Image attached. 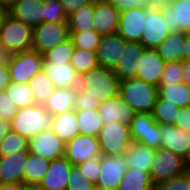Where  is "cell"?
I'll return each mask as SVG.
<instances>
[{
	"instance_id": "obj_1",
	"label": "cell",
	"mask_w": 190,
	"mask_h": 190,
	"mask_svg": "<svg viewBox=\"0 0 190 190\" xmlns=\"http://www.w3.org/2000/svg\"><path fill=\"white\" fill-rule=\"evenodd\" d=\"M120 82L113 69L98 65L89 72L78 75L77 87L100 104L119 94Z\"/></svg>"
},
{
	"instance_id": "obj_2",
	"label": "cell",
	"mask_w": 190,
	"mask_h": 190,
	"mask_svg": "<svg viewBox=\"0 0 190 190\" xmlns=\"http://www.w3.org/2000/svg\"><path fill=\"white\" fill-rule=\"evenodd\" d=\"M53 115L43 105L32 104L17 110L10 122L11 131L27 140L52 127Z\"/></svg>"
},
{
	"instance_id": "obj_3",
	"label": "cell",
	"mask_w": 190,
	"mask_h": 190,
	"mask_svg": "<svg viewBox=\"0 0 190 190\" xmlns=\"http://www.w3.org/2000/svg\"><path fill=\"white\" fill-rule=\"evenodd\" d=\"M119 95L136 113H152L158 97L156 86L137 78L121 80Z\"/></svg>"
},
{
	"instance_id": "obj_4",
	"label": "cell",
	"mask_w": 190,
	"mask_h": 190,
	"mask_svg": "<svg viewBox=\"0 0 190 190\" xmlns=\"http://www.w3.org/2000/svg\"><path fill=\"white\" fill-rule=\"evenodd\" d=\"M32 33L31 26L7 14L0 30L1 50L6 55L32 50Z\"/></svg>"
},
{
	"instance_id": "obj_5",
	"label": "cell",
	"mask_w": 190,
	"mask_h": 190,
	"mask_svg": "<svg viewBox=\"0 0 190 190\" xmlns=\"http://www.w3.org/2000/svg\"><path fill=\"white\" fill-rule=\"evenodd\" d=\"M187 161L170 150L156 149L150 170V179L153 185L167 181L189 170Z\"/></svg>"
},
{
	"instance_id": "obj_6",
	"label": "cell",
	"mask_w": 190,
	"mask_h": 190,
	"mask_svg": "<svg viewBox=\"0 0 190 190\" xmlns=\"http://www.w3.org/2000/svg\"><path fill=\"white\" fill-rule=\"evenodd\" d=\"M70 39L68 22H42L33 27L32 50L43 54Z\"/></svg>"
},
{
	"instance_id": "obj_7",
	"label": "cell",
	"mask_w": 190,
	"mask_h": 190,
	"mask_svg": "<svg viewBox=\"0 0 190 190\" xmlns=\"http://www.w3.org/2000/svg\"><path fill=\"white\" fill-rule=\"evenodd\" d=\"M5 59L12 83H29L31 78L42 69L43 56L34 50L9 54Z\"/></svg>"
},
{
	"instance_id": "obj_8",
	"label": "cell",
	"mask_w": 190,
	"mask_h": 190,
	"mask_svg": "<svg viewBox=\"0 0 190 190\" xmlns=\"http://www.w3.org/2000/svg\"><path fill=\"white\" fill-rule=\"evenodd\" d=\"M98 138L101 154L105 156L124 154L133 141L129 126L118 122L103 124Z\"/></svg>"
},
{
	"instance_id": "obj_9",
	"label": "cell",
	"mask_w": 190,
	"mask_h": 190,
	"mask_svg": "<svg viewBox=\"0 0 190 190\" xmlns=\"http://www.w3.org/2000/svg\"><path fill=\"white\" fill-rule=\"evenodd\" d=\"M130 136L134 142L158 149L161 146L160 125L154 120L153 113H137L129 125Z\"/></svg>"
},
{
	"instance_id": "obj_10",
	"label": "cell",
	"mask_w": 190,
	"mask_h": 190,
	"mask_svg": "<svg viewBox=\"0 0 190 190\" xmlns=\"http://www.w3.org/2000/svg\"><path fill=\"white\" fill-rule=\"evenodd\" d=\"M160 7L146 6V19L140 42L146 49H155L170 34Z\"/></svg>"
},
{
	"instance_id": "obj_11",
	"label": "cell",
	"mask_w": 190,
	"mask_h": 190,
	"mask_svg": "<svg viewBox=\"0 0 190 190\" xmlns=\"http://www.w3.org/2000/svg\"><path fill=\"white\" fill-rule=\"evenodd\" d=\"M101 155L99 138L96 136L79 134L65 143L64 157L72 165H78Z\"/></svg>"
},
{
	"instance_id": "obj_12",
	"label": "cell",
	"mask_w": 190,
	"mask_h": 190,
	"mask_svg": "<svg viewBox=\"0 0 190 190\" xmlns=\"http://www.w3.org/2000/svg\"><path fill=\"white\" fill-rule=\"evenodd\" d=\"M127 170L128 165L124 154L116 156L101 155L100 175L95 186L106 190H117Z\"/></svg>"
},
{
	"instance_id": "obj_13",
	"label": "cell",
	"mask_w": 190,
	"mask_h": 190,
	"mask_svg": "<svg viewBox=\"0 0 190 190\" xmlns=\"http://www.w3.org/2000/svg\"><path fill=\"white\" fill-rule=\"evenodd\" d=\"M65 143L50 128L28 140V151L47 160L64 156Z\"/></svg>"
},
{
	"instance_id": "obj_14",
	"label": "cell",
	"mask_w": 190,
	"mask_h": 190,
	"mask_svg": "<svg viewBox=\"0 0 190 190\" xmlns=\"http://www.w3.org/2000/svg\"><path fill=\"white\" fill-rule=\"evenodd\" d=\"M146 19V6L121 11L117 33L126 41L140 42Z\"/></svg>"
},
{
	"instance_id": "obj_15",
	"label": "cell",
	"mask_w": 190,
	"mask_h": 190,
	"mask_svg": "<svg viewBox=\"0 0 190 190\" xmlns=\"http://www.w3.org/2000/svg\"><path fill=\"white\" fill-rule=\"evenodd\" d=\"M98 110L103 124L118 122L129 126L137 114L119 94L101 102Z\"/></svg>"
},
{
	"instance_id": "obj_16",
	"label": "cell",
	"mask_w": 190,
	"mask_h": 190,
	"mask_svg": "<svg viewBox=\"0 0 190 190\" xmlns=\"http://www.w3.org/2000/svg\"><path fill=\"white\" fill-rule=\"evenodd\" d=\"M125 42L117 32L102 35L96 52L98 65L114 70L123 54Z\"/></svg>"
},
{
	"instance_id": "obj_17",
	"label": "cell",
	"mask_w": 190,
	"mask_h": 190,
	"mask_svg": "<svg viewBox=\"0 0 190 190\" xmlns=\"http://www.w3.org/2000/svg\"><path fill=\"white\" fill-rule=\"evenodd\" d=\"M160 8L170 32L190 33V0H173Z\"/></svg>"
},
{
	"instance_id": "obj_18",
	"label": "cell",
	"mask_w": 190,
	"mask_h": 190,
	"mask_svg": "<svg viewBox=\"0 0 190 190\" xmlns=\"http://www.w3.org/2000/svg\"><path fill=\"white\" fill-rule=\"evenodd\" d=\"M161 148L184 158H190V134L173 125H160Z\"/></svg>"
},
{
	"instance_id": "obj_19",
	"label": "cell",
	"mask_w": 190,
	"mask_h": 190,
	"mask_svg": "<svg viewBox=\"0 0 190 190\" xmlns=\"http://www.w3.org/2000/svg\"><path fill=\"white\" fill-rule=\"evenodd\" d=\"M164 64L165 61L155 49H145L137 62L135 78L157 87L160 84Z\"/></svg>"
},
{
	"instance_id": "obj_20",
	"label": "cell",
	"mask_w": 190,
	"mask_h": 190,
	"mask_svg": "<svg viewBox=\"0 0 190 190\" xmlns=\"http://www.w3.org/2000/svg\"><path fill=\"white\" fill-rule=\"evenodd\" d=\"M120 12L106 0L93 3V27L101 35L116 33Z\"/></svg>"
},
{
	"instance_id": "obj_21",
	"label": "cell",
	"mask_w": 190,
	"mask_h": 190,
	"mask_svg": "<svg viewBox=\"0 0 190 190\" xmlns=\"http://www.w3.org/2000/svg\"><path fill=\"white\" fill-rule=\"evenodd\" d=\"M71 166L72 164L64 156L51 160L39 186L43 190H66Z\"/></svg>"
},
{
	"instance_id": "obj_22",
	"label": "cell",
	"mask_w": 190,
	"mask_h": 190,
	"mask_svg": "<svg viewBox=\"0 0 190 190\" xmlns=\"http://www.w3.org/2000/svg\"><path fill=\"white\" fill-rule=\"evenodd\" d=\"M146 48L141 42L126 41L123 54L114 73L120 80L135 78L137 73V62L142 57Z\"/></svg>"
},
{
	"instance_id": "obj_23",
	"label": "cell",
	"mask_w": 190,
	"mask_h": 190,
	"mask_svg": "<svg viewBox=\"0 0 190 190\" xmlns=\"http://www.w3.org/2000/svg\"><path fill=\"white\" fill-rule=\"evenodd\" d=\"M8 14L33 28L44 22V0H19Z\"/></svg>"
},
{
	"instance_id": "obj_24",
	"label": "cell",
	"mask_w": 190,
	"mask_h": 190,
	"mask_svg": "<svg viewBox=\"0 0 190 190\" xmlns=\"http://www.w3.org/2000/svg\"><path fill=\"white\" fill-rule=\"evenodd\" d=\"M29 151L0 157V184L23 183V170Z\"/></svg>"
},
{
	"instance_id": "obj_25",
	"label": "cell",
	"mask_w": 190,
	"mask_h": 190,
	"mask_svg": "<svg viewBox=\"0 0 190 190\" xmlns=\"http://www.w3.org/2000/svg\"><path fill=\"white\" fill-rule=\"evenodd\" d=\"M45 75L53 82L55 88L74 89L78 85V74L70 63H43Z\"/></svg>"
},
{
	"instance_id": "obj_26",
	"label": "cell",
	"mask_w": 190,
	"mask_h": 190,
	"mask_svg": "<svg viewBox=\"0 0 190 190\" xmlns=\"http://www.w3.org/2000/svg\"><path fill=\"white\" fill-rule=\"evenodd\" d=\"M156 150L132 141L124 153L128 168H137L150 174Z\"/></svg>"
},
{
	"instance_id": "obj_27",
	"label": "cell",
	"mask_w": 190,
	"mask_h": 190,
	"mask_svg": "<svg viewBox=\"0 0 190 190\" xmlns=\"http://www.w3.org/2000/svg\"><path fill=\"white\" fill-rule=\"evenodd\" d=\"M185 33L171 32L155 50L165 62L184 61Z\"/></svg>"
},
{
	"instance_id": "obj_28",
	"label": "cell",
	"mask_w": 190,
	"mask_h": 190,
	"mask_svg": "<svg viewBox=\"0 0 190 190\" xmlns=\"http://www.w3.org/2000/svg\"><path fill=\"white\" fill-rule=\"evenodd\" d=\"M51 129L64 143L79 135L76 111L72 109L58 115H53Z\"/></svg>"
},
{
	"instance_id": "obj_29",
	"label": "cell",
	"mask_w": 190,
	"mask_h": 190,
	"mask_svg": "<svg viewBox=\"0 0 190 190\" xmlns=\"http://www.w3.org/2000/svg\"><path fill=\"white\" fill-rule=\"evenodd\" d=\"M51 160L28 152L23 170V184L39 185L48 171Z\"/></svg>"
},
{
	"instance_id": "obj_30",
	"label": "cell",
	"mask_w": 190,
	"mask_h": 190,
	"mask_svg": "<svg viewBox=\"0 0 190 190\" xmlns=\"http://www.w3.org/2000/svg\"><path fill=\"white\" fill-rule=\"evenodd\" d=\"M157 93L160 99L168 100L178 108L190 106V87L184 82L158 85Z\"/></svg>"
},
{
	"instance_id": "obj_31",
	"label": "cell",
	"mask_w": 190,
	"mask_h": 190,
	"mask_svg": "<svg viewBox=\"0 0 190 190\" xmlns=\"http://www.w3.org/2000/svg\"><path fill=\"white\" fill-rule=\"evenodd\" d=\"M75 88H56L44 104L51 115H58L74 109Z\"/></svg>"
},
{
	"instance_id": "obj_32",
	"label": "cell",
	"mask_w": 190,
	"mask_h": 190,
	"mask_svg": "<svg viewBox=\"0 0 190 190\" xmlns=\"http://www.w3.org/2000/svg\"><path fill=\"white\" fill-rule=\"evenodd\" d=\"M79 133L98 137L103 126L98 108L76 111Z\"/></svg>"
},
{
	"instance_id": "obj_33",
	"label": "cell",
	"mask_w": 190,
	"mask_h": 190,
	"mask_svg": "<svg viewBox=\"0 0 190 190\" xmlns=\"http://www.w3.org/2000/svg\"><path fill=\"white\" fill-rule=\"evenodd\" d=\"M150 174L137 168H128L117 190H153Z\"/></svg>"
},
{
	"instance_id": "obj_34",
	"label": "cell",
	"mask_w": 190,
	"mask_h": 190,
	"mask_svg": "<svg viewBox=\"0 0 190 190\" xmlns=\"http://www.w3.org/2000/svg\"><path fill=\"white\" fill-rule=\"evenodd\" d=\"M35 104L43 105L56 89L53 82L40 70L29 81Z\"/></svg>"
},
{
	"instance_id": "obj_35",
	"label": "cell",
	"mask_w": 190,
	"mask_h": 190,
	"mask_svg": "<svg viewBox=\"0 0 190 190\" xmlns=\"http://www.w3.org/2000/svg\"><path fill=\"white\" fill-rule=\"evenodd\" d=\"M70 32L94 30L93 3L81 6L67 18Z\"/></svg>"
},
{
	"instance_id": "obj_36",
	"label": "cell",
	"mask_w": 190,
	"mask_h": 190,
	"mask_svg": "<svg viewBox=\"0 0 190 190\" xmlns=\"http://www.w3.org/2000/svg\"><path fill=\"white\" fill-rule=\"evenodd\" d=\"M5 91L18 109L35 104L32 91L27 82H10Z\"/></svg>"
},
{
	"instance_id": "obj_37",
	"label": "cell",
	"mask_w": 190,
	"mask_h": 190,
	"mask_svg": "<svg viewBox=\"0 0 190 190\" xmlns=\"http://www.w3.org/2000/svg\"><path fill=\"white\" fill-rule=\"evenodd\" d=\"M70 64L78 75L87 73L98 66L96 52L75 48Z\"/></svg>"
},
{
	"instance_id": "obj_38",
	"label": "cell",
	"mask_w": 190,
	"mask_h": 190,
	"mask_svg": "<svg viewBox=\"0 0 190 190\" xmlns=\"http://www.w3.org/2000/svg\"><path fill=\"white\" fill-rule=\"evenodd\" d=\"M179 108L175 104H171L168 100L157 97L153 109L154 120L159 125H174V120Z\"/></svg>"
},
{
	"instance_id": "obj_39",
	"label": "cell",
	"mask_w": 190,
	"mask_h": 190,
	"mask_svg": "<svg viewBox=\"0 0 190 190\" xmlns=\"http://www.w3.org/2000/svg\"><path fill=\"white\" fill-rule=\"evenodd\" d=\"M74 49L73 41L68 39L66 42L43 53V63H70Z\"/></svg>"
},
{
	"instance_id": "obj_40",
	"label": "cell",
	"mask_w": 190,
	"mask_h": 190,
	"mask_svg": "<svg viewBox=\"0 0 190 190\" xmlns=\"http://www.w3.org/2000/svg\"><path fill=\"white\" fill-rule=\"evenodd\" d=\"M102 35L95 30L70 32V39L73 41L75 48L86 49L97 52Z\"/></svg>"
},
{
	"instance_id": "obj_41",
	"label": "cell",
	"mask_w": 190,
	"mask_h": 190,
	"mask_svg": "<svg viewBox=\"0 0 190 190\" xmlns=\"http://www.w3.org/2000/svg\"><path fill=\"white\" fill-rule=\"evenodd\" d=\"M22 151H28V140L10 130L0 142V157Z\"/></svg>"
},
{
	"instance_id": "obj_42",
	"label": "cell",
	"mask_w": 190,
	"mask_h": 190,
	"mask_svg": "<svg viewBox=\"0 0 190 190\" xmlns=\"http://www.w3.org/2000/svg\"><path fill=\"white\" fill-rule=\"evenodd\" d=\"M163 73L159 85H170L183 82V66L182 62L172 61L165 62Z\"/></svg>"
},
{
	"instance_id": "obj_43",
	"label": "cell",
	"mask_w": 190,
	"mask_h": 190,
	"mask_svg": "<svg viewBox=\"0 0 190 190\" xmlns=\"http://www.w3.org/2000/svg\"><path fill=\"white\" fill-rule=\"evenodd\" d=\"M153 190H190V169L181 175L155 184Z\"/></svg>"
},
{
	"instance_id": "obj_44",
	"label": "cell",
	"mask_w": 190,
	"mask_h": 190,
	"mask_svg": "<svg viewBox=\"0 0 190 190\" xmlns=\"http://www.w3.org/2000/svg\"><path fill=\"white\" fill-rule=\"evenodd\" d=\"M60 0H44V22H68Z\"/></svg>"
},
{
	"instance_id": "obj_45",
	"label": "cell",
	"mask_w": 190,
	"mask_h": 190,
	"mask_svg": "<svg viewBox=\"0 0 190 190\" xmlns=\"http://www.w3.org/2000/svg\"><path fill=\"white\" fill-rule=\"evenodd\" d=\"M67 181L66 190H92L95 186V184L85 178L77 165L71 166Z\"/></svg>"
},
{
	"instance_id": "obj_46",
	"label": "cell",
	"mask_w": 190,
	"mask_h": 190,
	"mask_svg": "<svg viewBox=\"0 0 190 190\" xmlns=\"http://www.w3.org/2000/svg\"><path fill=\"white\" fill-rule=\"evenodd\" d=\"M80 172L85 176L87 180L96 184L100 175V157L86 160L77 165Z\"/></svg>"
},
{
	"instance_id": "obj_47",
	"label": "cell",
	"mask_w": 190,
	"mask_h": 190,
	"mask_svg": "<svg viewBox=\"0 0 190 190\" xmlns=\"http://www.w3.org/2000/svg\"><path fill=\"white\" fill-rule=\"evenodd\" d=\"M99 103L92 99L88 94H85L82 89L75 88V98H74V110L75 111H86L88 109L98 108Z\"/></svg>"
},
{
	"instance_id": "obj_48",
	"label": "cell",
	"mask_w": 190,
	"mask_h": 190,
	"mask_svg": "<svg viewBox=\"0 0 190 190\" xmlns=\"http://www.w3.org/2000/svg\"><path fill=\"white\" fill-rule=\"evenodd\" d=\"M18 108L7 95L6 91H0V118L11 122Z\"/></svg>"
},
{
	"instance_id": "obj_49",
	"label": "cell",
	"mask_w": 190,
	"mask_h": 190,
	"mask_svg": "<svg viewBox=\"0 0 190 190\" xmlns=\"http://www.w3.org/2000/svg\"><path fill=\"white\" fill-rule=\"evenodd\" d=\"M173 126L190 134V106L179 108Z\"/></svg>"
},
{
	"instance_id": "obj_50",
	"label": "cell",
	"mask_w": 190,
	"mask_h": 190,
	"mask_svg": "<svg viewBox=\"0 0 190 190\" xmlns=\"http://www.w3.org/2000/svg\"><path fill=\"white\" fill-rule=\"evenodd\" d=\"M113 5L119 12L132 8L148 6L146 0H106Z\"/></svg>"
},
{
	"instance_id": "obj_51",
	"label": "cell",
	"mask_w": 190,
	"mask_h": 190,
	"mask_svg": "<svg viewBox=\"0 0 190 190\" xmlns=\"http://www.w3.org/2000/svg\"><path fill=\"white\" fill-rule=\"evenodd\" d=\"M95 1L96 0H60L67 17L77 11L81 6L94 3Z\"/></svg>"
},
{
	"instance_id": "obj_52",
	"label": "cell",
	"mask_w": 190,
	"mask_h": 190,
	"mask_svg": "<svg viewBox=\"0 0 190 190\" xmlns=\"http://www.w3.org/2000/svg\"><path fill=\"white\" fill-rule=\"evenodd\" d=\"M9 84V68L5 59L2 63H0V91H5Z\"/></svg>"
},
{
	"instance_id": "obj_53",
	"label": "cell",
	"mask_w": 190,
	"mask_h": 190,
	"mask_svg": "<svg viewBox=\"0 0 190 190\" xmlns=\"http://www.w3.org/2000/svg\"><path fill=\"white\" fill-rule=\"evenodd\" d=\"M183 66V82L190 87V60L182 61Z\"/></svg>"
},
{
	"instance_id": "obj_54",
	"label": "cell",
	"mask_w": 190,
	"mask_h": 190,
	"mask_svg": "<svg viewBox=\"0 0 190 190\" xmlns=\"http://www.w3.org/2000/svg\"><path fill=\"white\" fill-rule=\"evenodd\" d=\"M11 130L10 122L0 118V142L6 137L7 133Z\"/></svg>"
},
{
	"instance_id": "obj_55",
	"label": "cell",
	"mask_w": 190,
	"mask_h": 190,
	"mask_svg": "<svg viewBox=\"0 0 190 190\" xmlns=\"http://www.w3.org/2000/svg\"><path fill=\"white\" fill-rule=\"evenodd\" d=\"M0 190H23V183L0 184Z\"/></svg>"
},
{
	"instance_id": "obj_56",
	"label": "cell",
	"mask_w": 190,
	"mask_h": 190,
	"mask_svg": "<svg viewBox=\"0 0 190 190\" xmlns=\"http://www.w3.org/2000/svg\"><path fill=\"white\" fill-rule=\"evenodd\" d=\"M173 0H146L149 7H161L169 5Z\"/></svg>"
},
{
	"instance_id": "obj_57",
	"label": "cell",
	"mask_w": 190,
	"mask_h": 190,
	"mask_svg": "<svg viewBox=\"0 0 190 190\" xmlns=\"http://www.w3.org/2000/svg\"><path fill=\"white\" fill-rule=\"evenodd\" d=\"M184 60H190V33H185Z\"/></svg>"
},
{
	"instance_id": "obj_58",
	"label": "cell",
	"mask_w": 190,
	"mask_h": 190,
	"mask_svg": "<svg viewBox=\"0 0 190 190\" xmlns=\"http://www.w3.org/2000/svg\"><path fill=\"white\" fill-rule=\"evenodd\" d=\"M17 1L19 0H0V7L8 11L16 4Z\"/></svg>"
},
{
	"instance_id": "obj_59",
	"label": "cell",
	"mask_w": 190,
	"mask_h": 190,
	"mask_svg": "<svg viewBox=\"0 0 190 190\" xmlns=\"http://www.w3.org/2000/svg\"><path fill=\"white\" fill-rule=\"evenodd\" d=\"M23 190H43L39 185L23 184Z\"/></svg>"
},
{
	"instance_id": "obj_60",
	"label": "cell",
	"mask_w": 190,
	"mask_h": 190,
	"mask_svg": "<svg viewBox=\"0 0 190 190\" xmlns=\"http://www.w3.org/2000/svg\"><path fill=\"white\" fill-rule=\"evenodd\" d=\"M7 14H8V11L0 7V30L2 28L3 21L5 17L7 16Z\"/></svg>"
},
{
	"instance_id": "obj_61",
	"label": "cell",
	"mask_w": 190,
	"mask_h": 190,
	"mask_svg": "<svg viewBox=\"0 0 190 190\" xmlns=\"http://www.w3.org/2000/svg\"><path fill=\"white\" fill-rule=\"evenodd\" d=\"M5 57H6V54L0 48V63H2L5 60Z\"/></svg>"
},
{
	"instance_id": "obj_62",
	"label": "cell",
	"mask_w": 190,
	"mask_h": 190,
	"mask_svg": "<svg viewBox=\"0 0 190 190\" xmlns=\"http://www.w3.org/2000/svg\"><path fill=\"white\" fill-rule=\"evenodd\" d=\"M92 190H106V189H103V188L98 187V186H94V188Z\"/></svg>"
},
{
	"instance_id": "obj_63",
	"label": "cell",
	"mask_w": 190,
	"mask_h": 190,
	"mask_svg": "<svg viewBox=\"0 0 190 190\" xmlns=\"http://www.w3.org/2000/svg\"><path fill=\"white\" fill-rule=\"evenodd\" d=\"M187 163H188V166H189V168H190V158H189V160H188V162H187Z\"/></svg>"
}]
</instances>
